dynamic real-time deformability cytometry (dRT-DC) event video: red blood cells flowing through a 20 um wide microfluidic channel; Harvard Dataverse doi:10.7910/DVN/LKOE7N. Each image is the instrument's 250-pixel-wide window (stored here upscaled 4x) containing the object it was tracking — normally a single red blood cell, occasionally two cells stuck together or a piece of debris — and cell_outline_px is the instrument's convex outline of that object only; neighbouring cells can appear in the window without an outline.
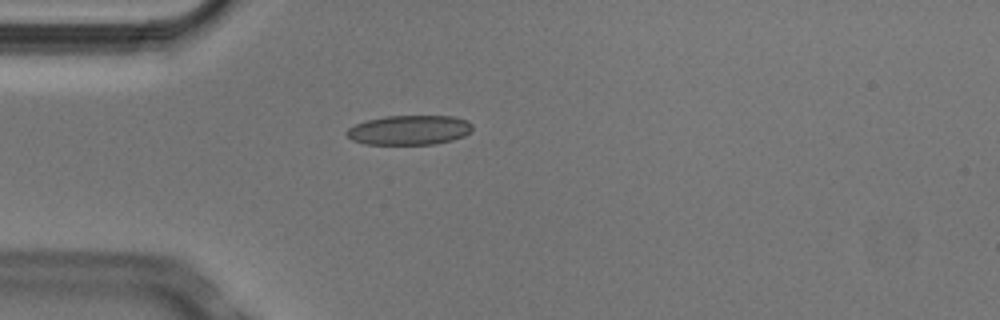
{"species": "Egyptian fruit bat (a non-hibernating species)", "species_latin": "Rousettus aegyptiacus", "temperature_condition": "cold", "stored_images_in_passage": 5, "camera_frame_rate_fps": 3000, "um_per_image_px": 0.085, "animal": {"sex": "male"}, "frame": {"image": 1, "passage_image": 4, "time_ms": 1.0, "image_size_px": [1000, 320], "cell_outline_px": [[472, 128], [464, 136], [452, 140], [436, 144], [364, 144], [352, 140], [344, 132], [348, 128], [356, 124], [368, 120], [384, 116], [452, 116], [468, 120], [472, 124]], "centroid_in_image_um": [34.78, 11.05], "position_along_channel_um": 50.2, "area_um2": 21.68}}